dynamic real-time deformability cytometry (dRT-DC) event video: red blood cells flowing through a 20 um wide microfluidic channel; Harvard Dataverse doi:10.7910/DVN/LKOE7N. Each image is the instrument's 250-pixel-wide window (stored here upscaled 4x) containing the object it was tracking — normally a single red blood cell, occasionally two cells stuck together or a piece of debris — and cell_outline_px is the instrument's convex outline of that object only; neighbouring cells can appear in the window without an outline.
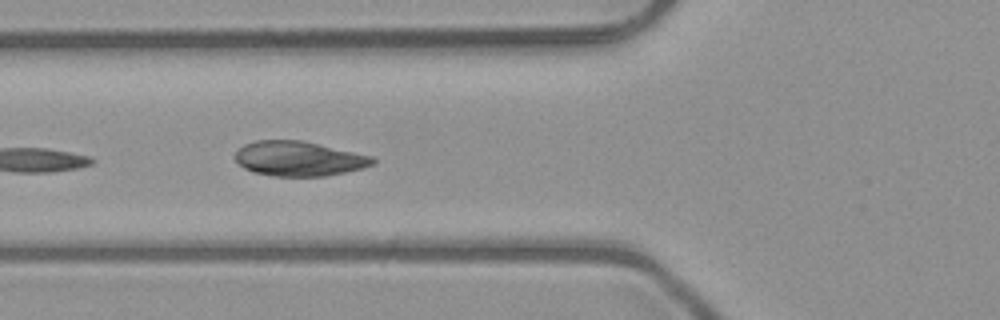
{"species": "common noctule bat (a hibernating species)", "species_latin": "Nyctalus noctula", "temperature_condition": "room temperature", "stored_images_in_passage": 8, "camera_frame_rate_fps": 3000, "um_per_image_px": 0.085, "animal": {"sex": "male", "body_mass_g": 23.1, "forearm_length_mm": 52.7}, "frame": {"image": 1, "passage_image": 6, "time_ms": 1.667, "image_size_px": [1000, 320], "cell_outline_px": [[376, 164], [364, 168], [324, 176], [272, 176], [252, 172], [244, 168], [236, 160], [236, 152], [244, 144], [256, 140], [300, 140], [372, 156], [376, 160]], "centroid_in_image_um": [25.41, 13.49], "position_along_channel_um": 100.4, "area_um2": 27.74}}
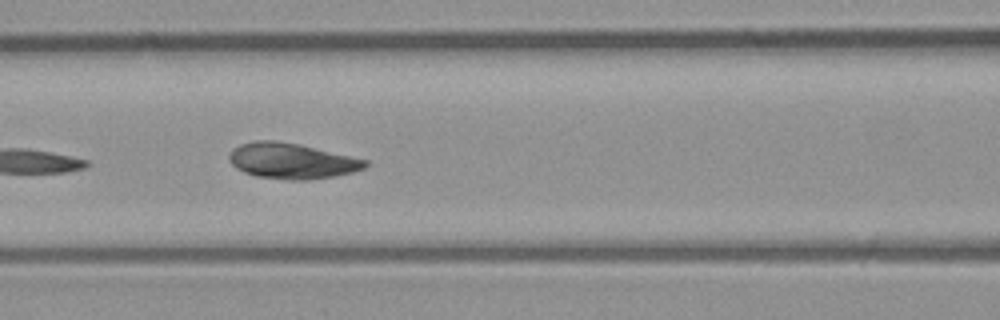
{"frame": {"image": 2, "passage_image": 7, "time_ms": 2.0, "image_size_px": [1000, 320], "cell_outline_px": [[368, 164], [364, 168], [352, 172], [336, 176], [308, 180], [292, 180], [256, 176], [244, 172], [236, 168], [228, 160], [228, 156], [240, 144], [256, 140], [276, 140], [300, 144], [368, 160]], "centroid_in_image_um": [24.81, 13.68], "position_along_channel_um": 141.8, "area_um2": 28.21}}
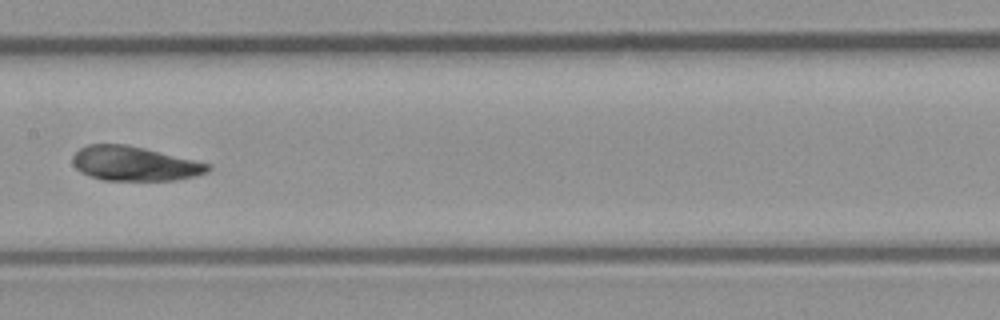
{"frame": {"image": 3, "passage_image": 8, "time_ms": 2.333, "image_size_px": [1000, 320], "cell_outline_px": [[212, 168], [208, 172], [196, 176], [176, 180], [104, 180], [80, 172], [72, 164], [72, 156], [80, 148], [88, 144], [124, 144], [144, 148], [212, 164]], "centroid_in_image_um": [11.45, 13.91], "position_along_channel_um": 196.0, "area_um2": 27.17}}